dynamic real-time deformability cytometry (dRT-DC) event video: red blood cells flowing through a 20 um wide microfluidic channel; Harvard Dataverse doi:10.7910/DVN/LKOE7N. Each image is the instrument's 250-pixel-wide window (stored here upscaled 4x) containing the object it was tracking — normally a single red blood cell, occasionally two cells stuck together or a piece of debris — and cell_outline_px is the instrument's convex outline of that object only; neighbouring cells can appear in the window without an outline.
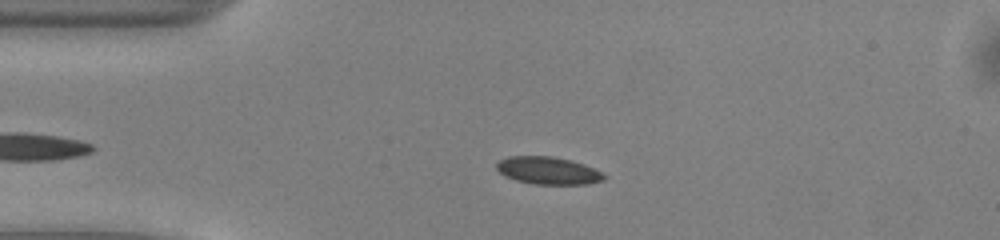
{"species": "common noctule bat (a hibernating species)", "species_latin": "Nyctalus noctula", "temperature_condition": "warm", "stored_images_in_passage": 40, "camera_frame_rate_fps": 3000, "um_per_image_px": 0.085, "animal": {"sex": "male", "body_mass_g": 13.0, "forearm_length_mm": 53.1}, "frame": {"image": 1, "passage_image": 5, "time_ms": 1.333, "image_size_px": [1000, 240], "cell_outline_px": [[608, 176], [604, 180], [588, 184], [536, 184], [516, 180], [504, 176], [496, 168], [496, 164], [500, 160], [508, 156], [552, 156], [572, 160], [584, 164]], "centroid_in_image_um": [46.59, 14.49], "position_along_channel_um": 38.4, "area_um2": 17.22}}
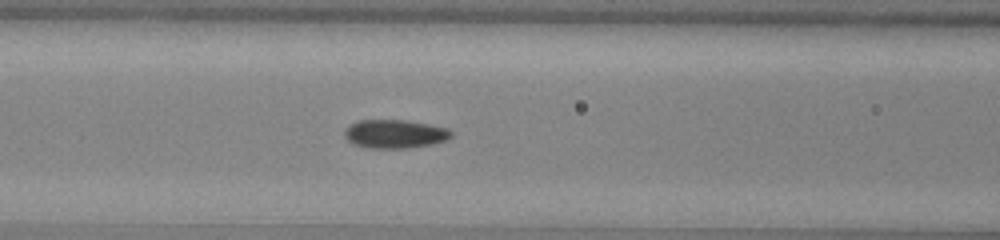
{"frame": {"image": 2, "passage_image": 14, "time_ms": 4.333, "image_size_px": [1000, 240], "cell_outline_px": [[452, 136], [444, 140], [428, 144], [408, 148], [368, 148], [356, 144], [348, 140], [344, 136], [344, 128], [348, 124], [356, 120], [408, 120], [448, 128], [452, 132]], "centroid_in_image_um": [33.5, 11.36], "position_along_channel_um": 133.1, "area_um2": 17.74}}
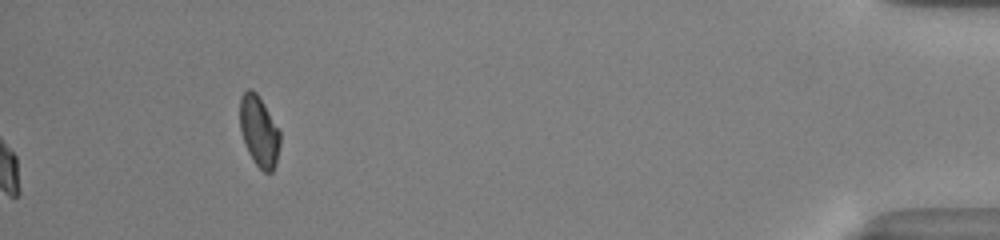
{"frame": {"image": 3, "passage_image": 40, "time_ms": 13.0, "image_size_px": [1000, 240], "cell_outline_px": [[280, 144], [276, 164], [272, 172], [264, 172], [256, 164], [248, 152], [244, 144], [240, 128], [240, 96], [248, 88], [252, 88], [256, 92], [280, 132]], "centroid_in_image_um": [22.01, 11.16], "position_along_channel_um": 413.2, "area_um2": 16.42}, "authors_computed_cell_mechanics": {"area_um2": 17.7735, "velocity_mm_per_s": 4.0533, "shape_relaxation_time_tau1_ms": 3.2084, "shape_relaxation_time_tau2_ms": 3.2188, "deformation_change_tau1": 0.0959, "deformation_change_tau2": 0.0622}}